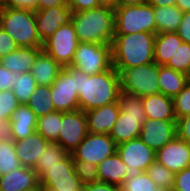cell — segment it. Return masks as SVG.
<instances>
[{
  "mask_svg": "<svg viewBox=\"0 0 190 191\" xmlns=\"http://www.w3.org/2000/svg\"><path fill=\"white\" fill-rule=\"evenodd\" d=\"M68 0H38V10L55 6H67Z\"/></svg>",
  "mask_w": 190,
  "mask_h": 191,
  "instance_id": "681fc988",
  "label": "cell"
},
{
  "mask_svg": "<svg viewBox=\"0 0 190 191\" xmlns=\"http://www.w3.org/2000/svg\"><path fill=\"white\" fill-rule=\"evenodd\" d=\"M117 153L126 165V178H133L141 172H146L155 161L156 154L139 137L117 145Z\"/></svg>",
  "mask_w": 190,
  "mask_h": 191,
  "instance_id": "8fae6325",
  "label": "cell"
},
{
  "mask_svg": "<svg viewBox=\"0 0 190 191\" xmlns=\"http://www.w3.org/2000/svg\"><path fill=\"white\" fill-rule=\"evenodd\" d=\"M42 191H82L83 184L75 174L73 158L68 154L58 165L50 167L40 178Z\"/></svg>",
  "mask_w": 190,
  "mask_h": 191,
  "instance_id": "9c48e42d",
  "label": "cell"
},
{
  "mask_svg": "<svg viewBox=\"0 0 190 191\" xmlns=\"http://www.w3.org/2000/svg\"><path fill=\"white\" fill-rule=\"evenodd\" d=\"M176 121L147 118L142 125L139 138L156 152L177 136Z\"/></svg>",
  "mask_w": 190,
  "mask_h": 191,
  "instance_id": "9a60e30c",
  "label": "cell"
},
{
  "mask_svg": "<svg viewBox=\"0 0 190 191\" xmlns=\"http://www.w3.org/2000/svg\"><path fill=\"white\" fill-rule=\"evenodd\" d=\"M15 76L16 74L10 72L0 64V91L12 89Z\"/></svg>",
  "mask_w": 190,
  "mask_h": 191,
  "instance_id": "bcb514c9",
  "label": "cell"
},
{
  "mask_svg": "<svg viewBox=\"0 0 190 191\" xmlns=\"http://www.w3.org/2000/svg\"><path fill=\"white\" fill-rule=\"evenodd\" d=\"M188 81H189V83H190V73H189V75H188Z\"/></svg>",
  "mask_w": 190,
  "mask_h": 191,
  "instance_id": "6f0895ef",
  "label": "cell"
},
{
  "mask_svg": "<svg viewBox=\"0 0 190 191\" xmlns=\"http://www.w3.org/2000/svg\"><path fill=\"white\" fill-rule=\"evenodd\" d=\"M176 119L190 115V83L173 98Z\"/></svg>",
  "mask_w": 190,
  "mask_h": 191,
  "instance_id": "74e56055",
  "label": "cell"
},
{
  "mask_svg": "<svg viewBox=\"0 0 190 191\" xmlns=\"http://www.w3.org/2000/svg\"><path fill=\"white\" fill-rule=\"evenodd\" d=\"M27 105L37 118L55 111L51 100V86L37 85Z\"/></svg>",
  "mask_w": 190,
  "mask_h": 191,
  "instance_id": "f546056e",
  "label": "cell"
},
{
  "mask_svg": "<svg viewBox=\"0 0 190 191\" xmlns=\"http://www.w3.org/2000/svg\"><path fill=\"white\" fill-rule=\"evenodd\" d=\"M71 66L87 75H96L109 70L113 66L111 44L80 42Z\"/></svg>",
  "mask_w": 190,
  "mask_h": 191,
  "instance_id": "ba28073f",
  "label": "cell"
},
{
  "mask_svg": "<svg viewBox=\"0 0 190 191\" xmlns=\"http://www.w3.org/2000/svg\"><path fill=\"white\" fill-rule=\"evenodd\" d=\"M17 48V43L0 28V58L15 51Z\"/></svg>",
  "mask_w": 190,
  "mask_h": 191,
  "instance_id": "7bdbcfd3",
  "label": "cell"
},
{
  "mask_svg": "<svg viewBox=\"0 0 190 191\" xmlns=\"http://www.w3.org/2000/svg\"><path fill=\"white\" fill-rule=\"evenodd\" d=\"M41 190L39 178L33 168L21 166L0 176V191Z\"/></svg>",
  "mask_w": 190,
  "mask_h": 191,
  "instance_id": "ffe728a7",
  "label": "cell"
},
{
  "mask_svg": "<svg viewBox=\"0 0 190 191\" xmlns=\"http://www.w3.org/2000/svg\"><path fill=\"white\" fill-rule=\"evenodd\" d=\"M0 7L38 10V0H0Z\"/></svg>",
  "mask_w": 190,
  "mask_h": 191,
  "instance_id": "b9f144b4",
  "label": "cell"
},
{
  "mask_svg": "<svg viewBox=\"0 0 190 191\" xmlns=\"http://www.w3.org/2000/svg\"><path fill=\"white\" fill-rule=\"evenodd\" d=\"M36 87L37 83L31 72H24L16 74L12 91L20 104H27Z\"/></svg>",
  "mask_w": 190,
  "mask_h": 191,
  "instance_id": "1f68e13d",
  "label": "cell"
},
{
  "mask_svg": "<svg viewBox=\"0 0 190 191\" xmlns=\"http://www.w3.org/2000/svg\"><path fill=\"white\" fill-rule=\"evenodd\" d=\"M155 160L173 173L190 166V144L176 136L156 151Z\"/></svg>",
  "mask_w": 190,
  "mask_h": 191,
  "instance_id": "2e32d148",
  "label": "cell"
},
{
  "mask_svg": "<svg viewBox=\"0 0 190 191\" xmlns=\"http://www.w3.org/2000/svg\"><path fill=\"white\" fill-rule=\"evenodd\" d=\"M13 141L10 119H0V142Z\"/></svg>",
  "mask_w": 190,
  "mask_h": 191,
  "instance_id": "c3c4849f",
  "label": "cell"
},
{
  "mask_svg": "<svg viewBox=\"0 0 190 191\" xmlns=\"http://www.w3.org/2000/svg\"><path fill=\"white\" fill-rule=\"evenodd\" d=\"M149 177L155 182V184L167 190L173 188L175 173L170 171L164 165L159 163L158 161H154L146 171Z\"/></svg>",
  "mask_w": 190,
  "mask_h": 191,
  "instance_id": "836d02e7",
  "label": "cell"
},
{
  "mask_svg": "<svg viewBox=\"0 0 190 191\" xmlns=\"http://www.w3.org/2000/svg\"><path fill=\"white\" fill-rule=\"evenodd\" d=\"M177 191H190V166L175 173L173 188Z\"/></svg>",
  "mask_w": 190,
  "mask_h": 191,
  "instance_id": "60d3db41",
  "label": "cell"
},
{
  "mask_svg": "<svg viewBox=\"0 0 190 191\" xmlns=\"http://www.w3.org/2000/svg\"><path fill=\"white\" fill-rule=\"evenodd\" d=\"M155 36L148 32L114 35L111 43L113 67L120 72L123 68L154 63Z\"/></svg>",
  "mask_w": 190,
  "mask_h": 191,
  "instance_id": "7a4b0ae2",
  "label": "cell"
},
{
  "mask_svg": "<svg viewBox=\"0 0 190 191\" xmlns=\"http://www.w3.org/2000/svg\"><path fill=\"white\" fill-rule=\"evenodd\" d=\"M66 67L75 75V89L79 93V109L85 112L117 102L120 93V77L113 66L96 75H87L73 66Z\"/></svg>",
  "mask_w": 190,
  "mask_h": 191,
  "instance_id": "6da1fadb",
  "label": "cell"
},
{
  "mask_svg": "<svg viewBox=\"0 0 190 191\" xmlns=\"http://www.w3.org/2000/svg\"><path fill=\"white\" fill-rule=\"evenodd\" d=\"M126 165L117 152L105 158L97 165L98 181L122 186L126 180Z\"/></svg>",
  "mask_w": 190,
  "mask_h": 191,
  "instance_id": "cb8c5ba5",
  "label": "cell"
},
{
  "mask_svg": "<svg viewBox=\"0 0 190 191\" xmlns=\"http://www.w3.org/2000/svg\"><path fill=\"white\" fill-rule=\"evenodd\" d=\"M176 33L184 43L190 44V11L183 13L181 23Z\"/></svg>",
  "mask_w": 190,
  "mask_h": 191,
  "instance_id": "ee69618b",
  "label": "cell"
},
{
  "mask_svg": "<svg viewBox=\"0 0 190 191\" xmlns=\"http://www.w3.org/2000/svg\"><path fill=\"white\" fill-rule=\"evenodd\" d=\"M177 136L190 144V115L177 119Z\"/></svg>",
  "mask_w": 190,
  "mask_h": 191,
  "instance_id": "f6af8a7d",
  "label": "cell"
},
{
  "mask_svg": "<svg viewBox=\"0 0 190 191\" xmlns=\"http://www.w3.org/2000/svg\"><path fill=\"white\" fill-rule=\"evenodd\" d=\"M117 152V144L109 134L87 133L84 140L71 153L73 160L98 165L101 161Z\"/></svg>",
  "mask_w": 190,
  "mask_h": 191,
  "instance_id": "7c38bea8",
  "label": "cell"
},
{
  "mask_svg": "<svg viewBox=\"0 0 190 191\" xmlns=\"http://www.w3.org/2000/svg\"><path fill=\"white\" fill-rule=\"evenodd\" d=\"M67 155L68 153L57 142H49L33 168L38 178L48 171L50 167L58 165Z\"/></svg>",
  "mask_w": 190,
  "mask_h": 191,
  "instance_id": "f1b7e54d",
  "label": "cell"
},
{
  "mask_svg": "<svg viewBox=\"0 0 190 191\" xmlns=\"http://www.w3.org/2000/svg\"><path fill=\"white\" fill-rule=\"evenodd\" d=\"M99 1L101 2L102 5H111V6H114L116 0H99Z\"/></svg>",
  "mask_w": 190,
  "mask_h": 191,
  "instance_id": "db71d44e",
  "label": "cell"
},
{
  "mask_svg": "<svg viewBox=\"0 0 190 191\" xmlns=\"http://www.w3.org/2000/svg\"><path fill=\"white\" fill-rule=\"evenodd\" d=\"M82 191H120V188L112 184L98 181L83 185Z\"/></svg>",
  "mask_w": 190,
  "mask_h": 191,
  "instance_id": "7dc6e473",
  "label": "cell"
},
{
  "mask_svg": "<svg viewBox=\"0 0 190 191\" xmlns=\"http://www.w3.org/2000/svg\"><path fill=\"white\" fill-rule=\"evenodd\" d=\"M12 89L0 91V119H10L12 112L19 107Z\"/></svg>",
  "mask_w": 190,
  "mask_h": 191,
  "instance_id": "f35d334b",
  "label": "cell"
},
{
  "mask_svg": "<svg viewBox=\"0 0 190 191\" xmlns=\"http://www.w3.org/2000/svg\"><path fill=\"white\" fill-rule=\"evenodd\" d=\"M157 187L147 172H141L133 178H126L120 191H153Z\"/></svg>",
  "mask_w": 190,
  "mask_h": 191,
  "instance_id": "d590c367",
  "label": "cell"
},
{
  "mask_svg": "<svg viewBox=\"0 0 190 191\" xmlns=\"http://www.w3.org/2000/svg\"><path fill=\"white\" fill-rule=\"evenodd\" d=\"M48 143L49 141L37 131L25 139L14 141L15 152L21 166L34 168Z\"/></svg>",
  "mask_w": 190,
  "mask_h": 191,
  "instance_id": "d6986e66",
  "label": "cell"
},
{
  "mask_svg": "<svg viewBox=\"0 0 190 191\" xmlns=\"http://www.w3.org/2000/svg\"><path fill=\"white\" fill-rule=\"evenodd\" d=\"M188 75L166 66H159L158 84L160 93L174 98L187 85Z\"/></svg>",
  "mask_w": 190,
  "mask_h": 191,
  "instance_id": "4316f807",
  "label": "cell"
},
{
  "mask_svg": "<svg viewBox=\"0 0 190 191\" xmlns=\"http://www.w3.org/2000/svg\"><path fill=\"white\" fill-rule=\"evenodd\" d=\"M99 0H68L67 6L72 12H81L100 7Z\"/></svg>",
  "mask_w": 190,
  "mask_h": 191,
  "instance_id": "ab89813d",
  "label": "cell"
},
{
  "mask_svg": "<svg viewBox=\"0 0 190 191\" xmlns=\"http://www.w3.org/2000/svg\"><path fill=\"white\" fill-rule=\"evenodd\" d=\"M34 15L38 36L44 43L58 28L71 22L72 11L68 6H55L34 11Z\"/></svg>",
  "mask_w": 190,
  "mask_h": 191,
  "instance_id": "e0dca14e",
  "label": "cell"
},
{
  "mask_svg": "<svg viewBox=\"0 0 190 191\" xmlns=\"http://www.w3.org/2000/svg\"><path fill=\"white\" fill-rule=\"evenodd\" d=\"M117 102L120 112L109 136L120 145L140 136L142 125L147 117L142 97L120 90Z\"/></svg>",
  "mask_w": 190,
  "mask_h": 191,
  "instance_id": "277c9868",
  "label": "cell"
},
{
  "mask_svg": "<svg viewBox=\"0 0 190 191\" xmlns=\"http://www.w3.org/2000/svg\"><path fill=\"white\" fill-rule=\"evenodd\" d=\"M13 141L25 139L37 128V117L27 104H20L10 117Z\"/></svg>",
  "mask_w": 190,
  "mask_h": 191,
  "instance_id": "603a6c76",
  "label": "cell"
},
{
  "mask_svg": "<svg viewBox=\"0 0 190 191\" xmlns=\"http://www.w3.org/2000/svg\"><path fill=\"white\" fill-rule=\"evenodd\" d=\"M75 174L83 185L98 182L97 165L90 162L73 160Z\"/></svg>",
  "mask_w": 190,
  "mask_h": 191,
  "instance_id": "8d00e7d4",
  "label": "cell"
},
{
  "mask_svg": "<svg viewBox=\"0 0 190 191\" xmlns=\"http://www.w3.org/2000/svg\"><path fill=\"white\" fill-rule=\"evenodd\" d=\"M176 6L184 13L190 11V0H177Z\"/></svg>",
  "mask_w": 190,
  "mask_h": 191,
  "instance_id": "f5cc1de1",
  "label": "cell"
},
{
  "mask_svg": "<svg viewBox=\"0 0 190 191\" xmlns=\"http://www.w3.org/2000/svg\"><path fill=\"white\" fill-rule=\"evenodd\" d=\"M182 43L176 32L157 33L154 40V63L165 66Z\"/></svg>",
  "mask_w": 190,
  "mask_h": 191,
  "instance_id": "484cf974",
  "label": "cell"
},
{
  "mask_svg": "<svg viewBox=\"0 0 190 191\" xmlns=\"http://www.w3.org/2000/svg\"><path fill=\"white\" fill-rule=\"evenodd\" d=\"M175 71L182 72L186 75L190 73V44L182 43L177 47L174 55L170 58L169 62L165 65Z\"/></svg>",
  "mask_w": 190,
  "mask_h": 191,
  "instance_id": "e575fe53",
  "label": "cell"
},
{
  "mask_svg": "<svg viewBox=\"0 0 190 191\" xmlns=\"http://www.w3.org/2000/svg\"><path fill=\"white\" fill-rule=\"evenodd\" d=\"M147 2L154 7L175 6L177 0H147Z\"/></svg>",
  "mask_w": 190,
  "mask_h": 191,
  "instance_id": "816d5d0a",
  "label": "cell"
},
{
  "mask_svg": "<svg viewBox=\"0 0 190 191\" xmlns=\"http://www.w3.org/2000/svg\"><path fill=\"white\" fill-rule=\"evenodd\" d=\"M153 191H169V190L157 187V188L153 189Z\"/></svg>",
  "mask_w": 190,
  "mask_h": 191,
  "instance_id": "11a10c76",
  "label": "cell"
},
{
  "mask_svg": "<svg viewBox=\"0 0 190 191\" xmlns=\"http://www.w3.org/2000/svg\"><path fill=\"white\" fill-rule=\"evenodd\" d=\"M119 112L118 102L85 111L88 132L92 134H109L117 121Z\"/></svg>",
  "mask_w": 190,
  "mask_h": 191,
  "instance_id": "ac0fdd59",
  "label": "cell"
},
{
  "mask_svg": "<svg viewBox=\"0 0 190 191\" xmlns=\"http://www.w3.org/2000/svg\"><path fill=\"white\" fill-rule=\"evenodd\" d=\"M143 108L148 119L177 120L173 98L162 93L142 97Z\"/></svg>",
  "mask_w": 190,
  "mask_h": 191,
  "instance_id": "7402d4cb",
  "label": "cell"
},
{
  "mask_svg": "<svg viewBox=\"0 0 190 191\" xmlns=\"http://www.w3.org/2000/svg\"><path fill=\"white\" fill-rule=\"evenodd\" d=\"M62 67L43 49L38 53L31 69L37 85L51 86Z\"/></svg>",
  "mask_w": 190,
  "mask_h": 191,
  "instance_id": "d4e9b609",
  "label": "cell"
},
{
  "mask_svg": "<svg viewBox=\"0 0 190 191\" xmlns=\"http://www.w3.org/2000/svg\"><path fill=\"white\" fill-rule=\"evenodd\" d=\"M158 74L156 63L123 68L119 72L120 90L140 97L160 93Z\"/></svg>",
  "mask_w": 190,
  "mask_h": 191,
  "instance_id": "52a82bcc",
  "label": "cell"
},
{
  "mask_svg": "<svg viewBox=\"0 0 190 191\" xmlns=\"http://www.w3.org/2000/svg\"><path fill=\"white\" fill-rule=\"evenodd\" d=\"M75 88V75L67 67H63L51 85V100L56 111L70 112L79 109V93Z\"/></svg>",
  "mask_w": 190,
  "mask_h": 191,
  "instance_id": "5bb4252c",
  "label": "cell"
},
{
  "mask_svg": "<svg viewBox=\"0 0 190 191\" xmlns=\"http://www.w3.org/2000/svg\"><path fill=\"white\" fill-rule=\"evenodd\" d=\"M24 191H42V190H24Z\"/></svg>",
  "mask_w": 190,
  "mask_h": 191,
  "instance_id": "9f6ffc18",
  "label": "cell"
},
{
  "mask_svg": "<svg viewBox=\"0 0 190 191\" xmlns=\"http://www.w3.org/2000/svg\"><path fill=\"white\" fill-rule=\"evenodd\" d=\"M88 133L85 112L81 109L61 112V126L57 143L71 154Z\"/></svg>",
  "mask_w": 190,
  "mask_h": 191,
  "instance_id": "4fadbf2b",
  "label": "cell"
},
{
  "mask_svg": "<svg viewBox=\"0 0 190 191\" xmlns=\"http://www.w3.org/2000/svg\"><path fill=\"white\" fill-rule=\"evenodd\" d=\"M19 167H21V164L15 152L14 141H1L0 176H4Z\"/></svg>",
  "mask_w": 190,
  "mask_h": 191,
  "instance_id": "d6a6232c",
  "label": "cell"
},
{
  "mask_svg": "<svg viewBox=\"0 0 190 191\" xmlns=\"http://www.w3.org/2000/svg\"><path fill=\"white\" fill-rule=\"evenodd\" d=\"M115 35H127L141 32L156 34L154 6L148 2L114 8Z\"/></svg>",
  "mask_w": 190,
  "mask_h": 191,
  "instance_id": "8992f818",
  "label": "cell"
},
{
  "mask_svg": "<svg viewBox=\"0 0 190 191\" xmlns=\"http://www.w3.org/2000/svg\"><path fill=\"white\" fill-rule=\"evenodd\" d=\"M71 23L79 42L111 44L115 35V12L111 5L72 12Z\"/></svg>",
  "mask_w": 190,
  "mask_h": 191,
  "instance_id": "3957f363",
  "label": "cell"
},
{
  "mask_svg": "<svg viewBox=\"0 0 190 191\" xmlns=\"http://www.w3.org/2000/svg\"><path fill=\"white\" fill-rule=\"evenodd\" d=\"M61 126V111H52L37 118L36 131L49 142H57Z\"/></svg>",
  "mask_w": 190,
  "mask_h": 191,
  "instance_id": "4dcf8cb0",
  "label": "cell"
},
{
  "mask_svg": "<svg viewBox=\"0 0 190 191\" xmlns=\"http://www.w3.org/2000/svg\"><path fill=\"white\" fill-rule=\"evenodd\" d=\"M0 28L17 43L18 47H43L32 10L0 7Z\"/></svg>",
  "mask_w": 190,
  "mask_h": 191,
  "instance_id": "5b68a950",
  "label": "cell"
},
{
  "mask_svg": "<svg viewBox=\"0 0 190 191\" xmlns=\"http://www.w3.org/2000/svg\"><path fill=\"white\" fill-rule=\"evenodd\" d=\"M77 34L71 22L62 25L44 43L42 49L49 54L62 68L71 66L79 44Z\"/></svg>",
  "mask_w": 190,
  "mask_h": 191,
  "instance_id": "30bf717a",
  "label": "cell"
},
{
  "mask_svg": "<svg viewBox=\"0 0 190 191\" xmlns=\"http://www.w3.org/2000/svg\"><path fill=\"white\" fill-rule=\"evenodd\" d=\"M42 48L18 47L15 51L0 58V64L13 72L21 74L31 72L34 60Z\"/></svg>",
  "mask_w": 190,
  "mask_h": 191,
  "instance_id": "44dd1931",
  "label": "cell"
},
{
  "mask_svg": "<svg viewBox=\"0 0 190 191\" xmlns=\"http://www.w3.org/2000/svg\"><path fill=\"white\" fill-rule=\"evenodd\" d=\"M156 34L165 32H176L183 12L175 6L154 7Z\"/></svg>",
  "mask_w": 190,
  "mask_h": 191,
  "instance_id": "83f0119b",
  "label": "cell"
},
{
  "mask_svg": "<svg viewBox=\"0 0 190 191\" xmlns=\"http://www.w3.org/2000/svg\"><path fill=\"white\" fill-rule=\"evenodd\" d=\"M147 2V0H116L114 8L116 7H124V6H131V5H140Z\"/></svg>",
  "mask_w": 190,
  "mask_h": 191,
  "instance_id": "f907efd6",
  "label": "cell"
}]
</instances>
